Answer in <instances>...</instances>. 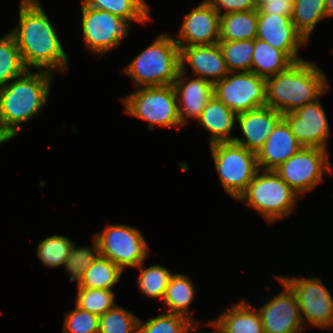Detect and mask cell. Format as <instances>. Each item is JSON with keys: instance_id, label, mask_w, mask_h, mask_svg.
<instances>
[{"instance_id": "4dcf8cb0", "label": "cell", "mask_w": 333, "mask_h": 333, "mask_svg": "<svg viewBox=\"0 0 333 333\" xmlns=\"http://www.w3.org/2000/svg\"><path fill=\"white\" fill-rule=\"evenodd\" d=\"M73 244L66 236L53 234L39 241L36 254L48 268L64 267Z\"/></svg>"}, {"instance_id": "74e56055", "label": "cell", "mask_w": 333, "mask_h": 333, "mask_svg": "<svg viewBox=\"0 0 333 333\" xmlns=\"http://www.w3.org/2000/svg\"><path fill=\"white\" fill-rule=\"evenodd\" d=\"M218 13L224 15L231 12L255 10L254 0H206Z\"/></svg>"}, {"instance_id": "277c9868", "label": "cell", "mask_w": 333, "mask_h": 333, "mask_svg": "<svg viewBox=\"0 0 333 333\" xmlns=\"http://www.w3.org/2000/svg\"><path fill=\"white\" fill-rule=\"evenodd\" d=\"M180 70V48L173 35L160 34L123 68L135 87L173 85Z\"/></svg>"}, {"instance_id": "8d00e7d4", "label": "cell", "mask_w": 333, "mask_h": 333, "mask_svg": "<svg viewBox=\"0 0 333 333\" xmlns=\"http://www.w3.org/2000/svg\"><path fill=\"white\" fill-rule=\"evenodd\" d=\"M65 313L62 331L64 333H99V317L74 305Z\"/></svg>"}, {"instance_id": "4fadbf2b", "label": "cell", "mask_w": 333, "mask_h": 333, "mask_svg": "<svg viewBox=\"0 0 333 333\" xmlns=\"http://www.w3.org/2000/svg\"><path fill=\"white\" fill-rule=\"evenodd\" d=\"M284 288L274 298L257 310L260 313L264 333H301L305 326L295 293L278 276Z\"/></svg>"}, {"instance_id": "ba28073f", "label": "cell", "mask_w": 333, "mask_h": 333, "mask_svg": "<svg viewBox=\"0 0 333 333\" xmlns=\"http://www.w3.org/2000/svg\"><path fill=\"white\" fill-rule=\"evenodd\" d=\"M82 34L85 47L94 54L104 56L117 48L129 35L131 21L145 24L152 19H125L108 11L85 6L81 2Z\"/></svg>"}, {"instance_id": "7402d4cb", "label": "cell", "mask_w": 333, "mask_h": 333, "mask_svg": "<svg viewBox=\"0 0 333 333\" xmlns=\"http://www.w3.org/2000/svg\"><path fill=\"white\" fill-rule=\"evenodd\" d=\"M224 311L212 320L224 333H264L259 311L243 299Z\"/></svg>"}, {"instance_id": "6da1fadb", "label": "cell", "mask_w": 333, "mask_h": 333, "mask_svg": "<svg viewBox=\"0 0 333 333\" xmlns=\"http://www.w3.org/2000/svg\"><path fill=\"white\" fill-rule=\"evenodd\" d=\"M55 28L39 0H20L19 22L9 33L28 70L66 73L68 56Z\"/></svg>"}, {"instance_id": "7a4b0ae2", "label": "cell", "mask_w": 333, "mask_h": 333, "mask_svg": "<svg viewBox=\"0 0 333 333\" xmlns=\"http://www.w3.org/2000/svg\"><path fill=\"white\" fill-rule=\"evenodd\" d=\"M54 74L27 70L0 87V128L12 140L21 134V124L36 118L50 94Z\"/></svg>"}, {"instance_id": "9c48e42d", "label": "cell", "mask_w": 333, "mask_h": 333, "mask_svg": "<svg viewBox=\"0 0 333 333\" xmlns=\"http://www.w3.org/2000/svg\"><path fill=\"white\" fill-rule=\"evenodd\" d=\"M93 237L100 256L108 258L123 271L127 267H138L150 252L140 230L129 225L107 224Z\"/></svg>"}, {"instance_id": "d6a6232c", "label": "cell", "mask_w": 333, "mask_h": 333, "mask_svg": "<svg viewBox=\"0 0 333 333\" xmlns=\"http://www.w3.org/2000/svg\"><path fill=\"white\" fill-rule=\"evenodd\" d=\"M192 325L193 322L182 315L162 312L145 322L139 318L138 333H191Z\"/></svg>"}, {"instance_id": "52a82bcc", "label": "cell", "mask_w": 333, "mask_h": 333, "mask_svg": "<svg viewBox=\"0 0 333 333\" xmlns=\"http://www.w3.org/2000/svg\"><path fill=\"white\" fill-rule=\"evenodd\" d=\"M210 150L223 189L238 200L259 170L256 153L235 142L214 143Z\"/></svg>"}, {"instance_id": "f1b7e54d", "label": "cell", "mask_w": 333, "mask_h": 333, "mask_svg": "<svg viewBox=\"0 0 333 333\" xmlns=\"http://www.w3.org/2000/svg\"><path fill=\"white\" fill-rule=\"evenodd\" d=\"M88 7L108 11L125 19H151L145 0H81Z\"/></svg>"}, {"instance_id": "4316f807", "label": "cell", "mask_w": 333, "mask_h": 333, "mask_svg": "<svg viewBox=\"0 0 333 333\" xmlns=\"http://www.w3.org/2000/svg\"><path fill=\"white\" fill-rule=\"evenodd\" d=\"M123 270L108 258L98 256L85 271L81 283L84 288L113 290L120 281Z\"/></svg>"}, {"instance_id": "d4e9b609", "label": "cell", "mask_w": 333, "mask_h": 333, "mask_svg": "<svg viewBox=\"0 0 333 333\" xmlns=\"http://www.w3.org/2000/svg\"><path fill=\"white\" fill-rule=\"evenodd\" d=\"M257 24V9L220 15V41L255 39Z\"/></svg>"}, {"instance_id": "ab89813d", "label": "cell", "mask_w": 333, "mask_h": 333, "mask_svg": "<svg viewBox=\"0 0 333 333\" xmlns=\"http://www.w3.org/2000/svg\"><path fill=\"white\" fill-rule=\"evenodd\" d=\"M207 324L210 326H212L213 328H215V332L213 330V332H206V333H224L222 331V329L216 324L214 323L212 320L207 322ZM198 325L197 322L196 323H193L192 325V329H191V333H205V332H199L198 330H196L198 328Z\"/></svg>"}, {"instance_id": "e0dca14e", "label": "cell", "mask_w": 333, "mask_h": 333, "mask_svg": "<svg viewBox=\"0 0 333 333\" xmlns=\"http://www.w3.org/2000/svg\"><path fill=\"white\" fill-rule=\"evenodd\" d=\"M187 69L179 70L173 86L177 95L178 115L182 126L189 119L198 120L208 100L214 95V85L200 77H187ZM190 79V80H189Z\"/></svg>"}, {"instance_id": "603a6c76", "label": "cell", "mask_w": 333, "mask_h": 333, "mask_svg": "<svg viewBox=\"0 0 333 333\" xmlns=\"http://www.w3.org/2000/svg\"><path fill=\"white\" fill-rule=\"evenodd\" d=\"M195 286L190 276L173 273L163 297L167 312L182 315L196 323L193 312L188 310L195 298ZM192 312V313H191Z\"/></svg>"}, {"instance_id": "8992f818", "label": "cell", "mask_w": 333, "mask_h": 333, "mask_svg": "<svg viewBox=\"0 0 333 333\" xmlns=\"http://www.w3.org/2000/svg\"><path fill=\"white\" fill-rule=\"evenodd\" d=\"M121 100L125 114L148 122V130H154L155 125L164 128L182 126L173 85L139 87Z\"/></svg>"}, {"instance_id": "9a60e30c", "label": "cell", "mask_w": 333, "mask_h": 333, "mask_svg": "<svg viewBox=\"0 0 333 333\" xmlns=\"http://www.w3.org/2000/svg\"><path fill=\"white\" fill-rule=\"evenodd\" d=\"M256 38L284 52L294 63L305 60L298 56V52L308 42L296 30L289 16L258 13Z\"/></svg>"}, {"instance_id": "60d3db41", "label": "cell", "mask_w": 333, "mask_h": 333, "mask_svg": "<svg viewBox=\"0 0 333 333\" xmlns=\"http://www.w3.org/2000/svg\"><path fill=\"white\" fill-rule=\"evenodd\" d=\"M326 18H333V0H325Z\"/></svg>"}, {"instance_id": "d590c367", "label": "cell", "mask_w": 333, "mask_h": 333, "mask_svg": "<svg viewBox=\"0 0 333 333\" xmlns=\"http://www.w3.org/2000/svg\"><path fill=\"white\" fill-rule=\"evenodd\" d=\"M99 255V246L94 237L92 239L91 247H77L74 242L70 256L64 265L66 272L70 274L69 280L72 282L77 281L76 284L79 285L83 279L85 271Z\"/></svg>"}, {"instance_id": "f546056e", "label": "cell", "mask_w": 333, "mask_h": 333, "mask_svg": "<svg viewBox=\"0 0 333 333\" xmlns=\"http://www.w3.org/2000/svg\"><path fill=\"white\" fill-rule=\"evenodd\" d=\"M136 268L140 272L137 279L139 290L148 298L163 300L172 271L159 264L145 267L144 261Z\"/></svg>"}, {"instance_id": "3957f363", "label": "cell", "mask_w": 333, "mask_h": 333, "mask_svg": "<svg viewBox=\"0 0 333 333\" xmlns=\"http://www.w3.org/2000/svg\"><path fill=\"white\" fill-rule=\"evenodd\" d=\"M327 76L312 61L294 63L289 69L266 79V106L281 114L290 113L324 95Z\"/></svg>"}, {"instance_id": "e575fe53", "label": "cell", "mask_w": 333, "mask_h": 333, "mask_svg": "<svg viewBox=\"0 0 333 333\" xmlns=\"http://www.w3.org/2000/svg\"><path fill=\"white\" fill-rule=\"evenodd\" d=\"M139 317L117 306L99 317V333H138Z\"/></svg>"}, {"instance_id": "5bb4252c", "label": "cell", "mask_w": 333, "mask_h": 333, "mask_svg": "<svg viewBox=\"0 0 333 333\" xmlns=\"http://www.w3.org/2000/svg\"><path fill=\"white\" fill-rule=\"evenodd\" d=\"M321 98L322 96L296 111L283 114L291 132L303 147L327 149L326 141L331 130L325 110L320 103Z\"/></svg>"}, {"instance_id": "30bf717a", "label": "cell", "mask_w": 333, "mask_h": 333, "mask_svg": "<svg viewBox=\"0 0 333 333\" xmlns=\"http://www.w3.org/2000/svg\"><path fill=\"white\" fill-rule=\"evenodd\" d=\"M326 149L302 147L275 169V172L301 198L323 180V173L333 175Z\"/></svg>"}, {"instance_id": "1f68e13d", "label": "cell", "mask_w": 333, "mask_h": 333, "mask_svg": "<svg viewBox=\"0 0 333 333\" xmlns=\"http://www.w3.org/2000/svg\"><path fill=\"white\" fill-rule=\"evenodd\" d=\"M229 72L251 71L254 39L218 42Z\"/></svg>"}, {"instance_id": "484cf974", "label": "cell", "mask_w": 333, "mask_h": 333, "mask_svg": "<svg viewBox=\"0 0 333 333\" xmlns=\"http://www.w3.org/2000/svg\"><path fill=\"white\" fill-rule=\"evenodd\" d=\"M296 30L309 43L310 36L316 25L327 19L325 14V0H294L291 16Z\"/></svg>"}, {"instance_id": "d6986e66", "label": "cell", "mask_w": 333, "mask_h": 333, "mask_svg": "<svg viewBox=\"0 0 333 333\" xmlns=\"http://www.w3.org/2000/svg\"><path fill=\"white\" fill-rule=\"evenodd\" d=\"M179 48L180 70H186V65L189 64L194 76L207 80L213 85L229 74L218 43Z\"/></svg>"}, {"instance_id": "f35d334b", "label": "cell", "mask_w": 333, "mask_h": 333, "mask_svg": "<svg viewBox=\"0 0 333 333\" xmlns=\"http://www.w3.org/2000/svg\"><path fill=\"white\" fill-rule=\"evenodd\" d=\"M294 0H272L263 4L257 13L278 14L280 16H289L293 14Z\"/></svg>"}, {"instance_id": "8fae6325", "label": "cell", "mask_w": 333, "mask_h": 333, "mask_svg": "<svg viewBox=\"0 0 333 333\" xmlns=\"http://www.w3.org/2000/svg\"><path fill=\"white\" fill-rule=\"evenodd\" d=\"M278 277L295 293L305 327L333 329V298L319 277Z\"/></svg>"}, {"instance_id": "7c38bea8", "label": "cell", "mask_w": 333, "mask_h": 333, "mask_svg": "<svg viewBox=\"0 0 333 333\" xmlns=\"http://www.w3.org/2000/svg\"><path fill=\"white\" fill-rule=\"evenodd\" d=\"M213 89L214 96L236 115L266 106V79L252 71L229 72Z\"/></svg>"}, {"instance_id": "cb8c5ba5", "label": "cell", "mask_w": 333, "mask_h": 333, "mask_svg": "<svg viewBox=\"0 0 333 333\" xmlns=\"http://www.w3.org/2000/svg\"><path fill=\"white\" fill-rule=\"evenodd\" d=\"M294 62L282 51L273 46L254 39L253 58L251 62V71L258 76L267 79L278 73L289 69Z\"/></svg>"}, {"instance_id": "2e32d148", "label": "cell", "mask_w": 333, "mask_h": 333, "mask_svg": "<svg viewBox=\"0 0 333 333\" xmlns=\"http://www.w3.org/2000/svg\"><path fill=\"white\" fill-rule=\"evenodd\" d=\"M183 18L177 34L179 39L174 38L179 47L213 45L220 41V15L206 0Z\"/></svg>"}, {"instance_id": "83f0119b", "label": "cell", "mask_w": 333, "mask_h": 333, "mask_svg": "<svg viewBox=\"0 0 333 333\" xmlns=\"http://www.w3.org/2000/svg\"><path fill=\"white\" fill-rule=\"evenodd\" d=\"M27 70L15 39L8 32L0 38V87L21 76Z\"/></svg>"}, {"instance_id": "ac0fdd59", "label": "cell", "mask_w": 333, "mask_h": 333, "mask_svg": "<svg viewBox=\"0 0 333 333\" xmlns=\"http://www.w3.org/2000/svg\"><path fill=\"white\" fill-rule=\"evenodd\" d=\"M282 118L283 114L269 106L237 114L236 122L243 137H234L233 142L257 153Z\"/></svg>"}, {"instance_id": "ffe728a7", "label": "cell", "mask_w": 333, "mask_h": 333, "mask_svg": "<svg viewBox=\"0 0 333 333\" xmlns=\"http://www.w3.org/2000/svg\"><path fill=\"white\" fill-rule=\"evenodd\" d=\"M302 147L291 132L286 120L282 118L265 144L256 153L258 168L260 170H275Z\"/></svg>"}, {"instance_id": "7bdbcfd3", "label": "cell", "mask_w": 333, "mask_h": 333, "mask_svg": "<svg viewBox=\"0 0 333 333\" xmlns=\"http://www.w3.org/2000/svg\"><path fill=\"white\" fill-rule=\"evenodd\" d=\"M256 4V9L258 10L263 4L269 3L272 0H254Z\"/></svg>"}, {"instance_id": "b9f144b4", "label": "cell", "mask_w": 333, "mask_h": 333, "mask_svg": "<svg viewBox=\"0 0 333 333\" xmlns=\"http://www.w3.org/2000/svg\"><path fill=\"white\" fill-rule=\"evenodd\" d=\"M11 139L1 130L0 128V144L2 143H6L8 141H10Z\"/></svg>"}, {"instance_id": "836d02e7", "label": "cell", "mask_w": 333, "mask_h": 333, "mask_svg": "<svg viewBox=\"0 0 333 333\" xmlns=\"http://www.w3.org/2000/svg\"><path fill=\"white\" fill-rule=\"evenodd\" d=\"M77 291L75 305L98 317L116 305L113 290L84 288L77 285Z\"/></svg>"}, {"instance_id": "44dd1931", "label": "cell", "mask_w": 333, "mask_h": 333, "mask_svg": "<svg viewBox=\"0 0 333 333\" xmlns=\"http://www.w3.org/2000/svg\"><path fill=\"white\" fill-rule=\"evenodd\" d=\"M236 114L214 95L208 100L200 118L201 127L210 133L209 144L233 142L232 131L236 127Z\"/></svg>"}, {"instance_id": "5b68a950", "label": "cell", "mask_w": 333, "mask_h": 333, "mask_svg": "<svg viewBox=\"0 0 333 333\" xmlns=\"http://www.w3.org/2000/svg\"><path fill=\"white\" fill-rule=\"evenodd\" d=\"M300 198L275 170L259 169L237 201L246 202L271 224L293 213Z\"/></svg>"}]
</instances>
